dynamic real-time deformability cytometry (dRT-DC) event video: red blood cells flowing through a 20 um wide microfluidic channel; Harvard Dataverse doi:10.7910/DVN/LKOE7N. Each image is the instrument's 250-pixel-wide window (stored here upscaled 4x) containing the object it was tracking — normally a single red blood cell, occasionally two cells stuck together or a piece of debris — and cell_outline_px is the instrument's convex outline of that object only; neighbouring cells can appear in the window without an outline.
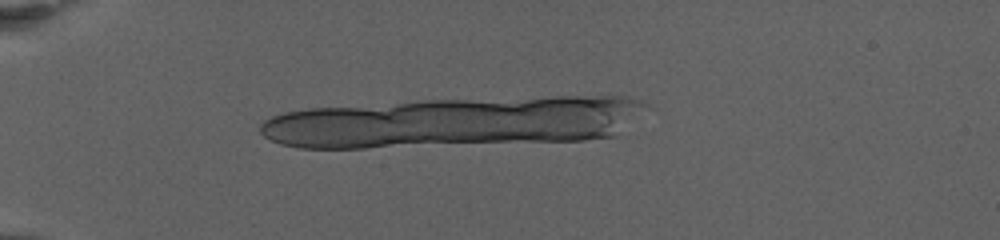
{"species": "human", "species_latin": "Homo sapiens", "temperature_condition": "warm", "stored_images_in_passage": 2, "camera_frame_rate_fps": 3000, "um_per_image_px": 0.085, "donor": {"sex": "female"}, "frame": {"image": 1, "passage_image": 1, "time_ms": 0.0, "image_size_px": [1000, 240], "cell_outline_px": [[604, 100], [600, 104], [280, 140], [276, 140], [268, 136], [264, 124], [280, 116], [292, 112], [328, 108], [412, 104], [536, 100]], "centroid_in_image_um": [33.99, 9.87], "position_along_channel_um": 51.0, "area_um2": 43.58}}